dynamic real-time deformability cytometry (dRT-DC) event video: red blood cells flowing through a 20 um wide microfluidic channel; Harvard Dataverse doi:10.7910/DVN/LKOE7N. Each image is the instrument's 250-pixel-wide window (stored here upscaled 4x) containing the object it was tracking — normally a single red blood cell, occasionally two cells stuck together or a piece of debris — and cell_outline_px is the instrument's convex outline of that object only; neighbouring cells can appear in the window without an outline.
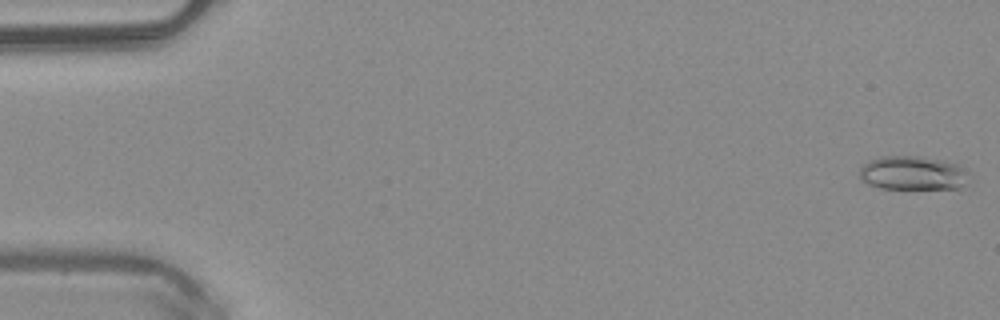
{"species": "common noctule bat (a hibernating species)", "species_latin": "Nyctalus noctula", "temperature_condition": "warm", "stored_images_in_passage": 20, "camera_frame_rate_fps": 3000, "um_per_image_px": 0.085, "animal": {"sex": "male", "body_mass_g": 20.4}, "frame": {"image": 1, "passage_image": 1, "time_ms": 0.0, "image_size_px": [1000, 320], "cell_outline_px": [[968, 172], [960, 188], [880, 188], [868, 184], [860, 180], [860, 168], [864, 164], [880, 156], [916, 156], [940, 160], [960, 164], [968, 168]], "centroid_in_image_um": [77.57, 14.7], "position_along_channel_um": 7.4, "area_um2": 21.44}}